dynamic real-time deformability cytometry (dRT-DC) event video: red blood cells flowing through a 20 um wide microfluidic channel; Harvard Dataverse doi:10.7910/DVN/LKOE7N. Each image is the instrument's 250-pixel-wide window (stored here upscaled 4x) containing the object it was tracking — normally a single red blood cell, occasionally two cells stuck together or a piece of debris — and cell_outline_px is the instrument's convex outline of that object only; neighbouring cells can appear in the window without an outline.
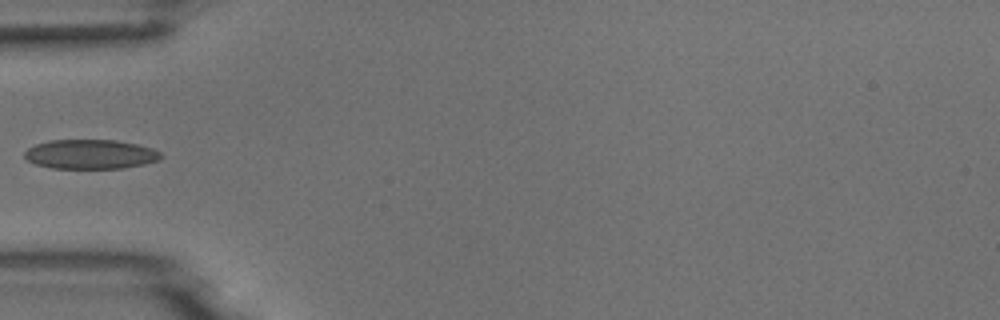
{"species": "common noctule bat (a hibernating species)", "species_latin": "Nyctalus noctula", "temperature_condition": "room temperature", "stored_images_in_passage": 6, "camera_frame_rate_fps": 3000, "um_per_image_px": 0.085, "animal": {"sex": "male", "body_mass_g": 18.8}, "frame": {"image": 1, "passage_image": 5, "time_ms": 4.667, "image_size_px": [1000, 320], "cell_outline_px": [[164, 156], [160, 160], [144, 164], [124, 168], [52, 168], [36, 164], [28, 160], [24, 156], [24, 152], [28, 148], [36, 144], [48, 140], [116, 140], [136, 144], [152, 148], [160, 152]], "centroid_in_image_um": [7.71, 13.11], "position_along_channel_um": 77.3, "area_um2": 23.41}}